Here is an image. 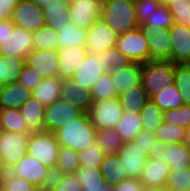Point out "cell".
Returning <instances> with one entry per match:
<instances>
[{"instance_id": "1", "label": "cell", "mask_w": 190, "mask_h": 191, "mask_svg": "<svg viewBox=\"0 0 190 191\" xmlns=\"http://www.w3.org/2000/svg\"><path fill=\"white\" fill-rule=\"evenodd\" d=\"M96 132L88 113H84L77 119L66 122L54 134L60 146L80 152L95 144Z\"/></svg>"}, {"instance_id": "2", "label": "cell", "mask_w": 190, "mask_h": 191, "mask_svg": "<svg viewBox=\"0 0 190 191\" xmlns=\"http://www.w3.org/2000/svg\"><path fill=\"white\" fill-rule=\"evenodd\" d=\"M100 18L117 36L140 27L136 18L134 0H102Z\"/></svg>"}, {"instance_id": "3", "label": "cell", "mask_w": 190, "mask_h": 191, "mask_svg": "<svg viewBox=\"0 0 190 191\" xmlns=\"http://www.w3.org/2000/svg\"><path fill=\"white\" fill-rule=\"evenodd\" d=\"M175 64L171 61L151 60L142 64V86L151 98L167 86L174 84Z\"/></svg>"}, {"instance_id": "4", "label": "cell", "mask_w": 190, "mask_h": 191, "mask_svg": "<svg viewBox=\"0 0 190 191\" xmlns=\"http://www.w3.org/2000/svg\"><path fill=\"white\" fill-rule=\"evenodd\" d=\"M59 148L54 133L46 131L30 133L27 154L38 159L44 166L56 167Z\"/></svg>"}, {"instance_id": "5", "label": "cell", "mask_w": 190, "mask_h": 191, "mask_svg": "<svg viewBox=\"0 0 190 191\" xmlns=\"http://www.w3.org/2000/svg\"><path fill=\"white\" fill-rule=\"evenodd\" d=\"M115 47L132 62L143 64L150 61L146 33L141 27L117 36Z\"/></svg>"}, {"instance_id": "6", "label": "cell", "mask_w": 190, "mask_h": 191, "mask_svg": "<svg viewBox=\"0 0 190 191\" xmlns=\"http://www.w3.org/2000/svg\"><path fill=\"white\" fill-rule=\"evenodd\" d=\"M123 112L119 98L113 97L108 100L93 101L88 115L97 130L115 129Z\"/></svg>"}, {"instance_id": "7", "label": "cell", "mask_w": 190, "mask_h": 191, "mask_svg": "<svg viewBox=\"0 0 190 191\" xmlns=\"http://www.w3.org/2000/svg\"><path fill=\"white\" fill-rule=\"evenodd\" d=\"M30 134L0 131V158L8 169L27 154Z\"/></svg>"}, {"instance_id": "8", "label": "cell", "mask_w": 190, "mask_h": 191, "mask_svg": "<svg viewBox=\"0 0 190 191\" xmlns=\"http://www.w3.org/2000/svg\"><path fill=\"white\" fill-rule=\"evenodd\" d=\"M84 112L67 101L58 99L45 107L43 131L54 133L66 122L77 119Z\"/></svg>"}, {"instance_id": "9", "label": "cell", "mask_w": 190, "mask_h": 191, "mask_svg": "<svg viewBox=\"0 0 190 191\" xmlns=\"http://www.w3.org/2000/svg\"><path fill=\"white\" fill-rule=\"evenodd\" d=\"M68 6L73 26L88 30L101 17L102 0H70Z\"/></svg>"}, {"instance_id": "10", "label": "cell", "mask_w": 190, "mask_h": 191, "mask_svg": "<svg viewBox=\"0 0 190 191\" xmlns=\"http://www.w3.org/2000/svg\"><path fill=\"white\" fill-rule=\"evenodd\" d=\"M33 49V32L16 25H14L13 31H9L6 40L0 42V54L5 57L26 59Z\"/></svg>"}, {"instance_id": "11", "label": "cell", "mask_w": 190, "mask_h": 191, "mask_svg": "<svg viewBox=\"0 0 190 191\" xmlns=\"http://www.w3.org/2000/svg\"><path fill=\"white\" fill-rule=\"evenodd\" d=\"M11 20L14 25L31 32L45 25L43 8L29 0H23L14 7Z\"/></svg>"}, {"instance_id": "12", "label": "cell", "mask_w": 190, "mask_h": 191, "mask_svg": "<svg viewBox=\"0 0 190 191\" xmlns=\"http://www.w3.org/2000/svg\"><path fill=\"white\" fill-rule=\"evenodd\" d=\"M127 178L139 179L149 155L133 141L124 142L118 154Z\"/></svg>"}, {"instance_id": "13", "label": "cell", "mask_w": 190, "mask_h": 191, "mask_svg": "<svg viewBox=\"0 0 190 191\" xmlns=\"http://www.w3.org/2000/svg\"><path fill=\"white\" fill-rule=\"evenodd\" d=\"M146 33L147 43L150 49V61H171V39L169 29H161L154 26H140Z\"/></svg>"}, {"instance_id": "14", "label": "cell", "mask_w": 190, "mask_h": 191, "mask_svg": "<svg viewBox=\"0 0 190 191\" xmlns=\"http://www.w3.org/2000/svg\"><path fill=\"white\" fill-rule=\"evenodd\" d=\"M86 36L85 47L93 55L116 45L117 34L101 18L87 30Z\"/></svg>"}, {"instance_id": "15", "label": "cell", "mask_w": 190, "mask_h": 191, "mask_svg": "<svg viewBox=\"0 0 190 191\" xmlns=\"http://www.w3.org/2000/svg\"><path fill=\"white\" fill-rule=\"evenodd\" d=\"M169 173L170 168L164 160L155 155L149 156L139 181L146 189L164 188Z\"/></svg>"}, {"instance_id": "16", "label": "cell", "mask_w": 190, "mask_h": 191, "mask_svg": "<svg viewBox=\"0 0 190 191\" xmlns=\"http://www.w3.org/2000/svg\"><path fill=\"white\" fill-rule=\"evenodd\" d=\"M171 39V62L174 64L190 63V30L181 24L174 23L169 28Z\"/></svg>"}, {"instance_id": "17", "label": "cell", "mask_w": 190, "mask_h": 191, "mask_svg": "<svg viewBox=\"0 0 190 191\" xmlns=\"http://www.w3.org/2000/svg\"><path fill=\"white\" fill-rule=\"evenodd\" d=\"M85 46H71L58 50V78L73 77L74 73L84 62L87 54Z\"/></svg>"}, {"instance_id": "18", "label": "cell", "mask_w": 190, "mask_h": 191, "mask_svg": "<svg viewBox=\"0 0 190 191\" xmlns=\"http://www.w3.org/2000/svg\"><path fill=\"white\" fill-rule=\"evenodd\" d=\"M25 64L44 78L58 77V51L33 49L26 57Z\"/></svg>"}, {"instance_id": "19", "label": "cell", "mask_w": 190, "mask_h": 191, "mask_svg": "<svg viewBox=\"0 0 190 191\" xmlns=\"http://www.w3.org/2000/svg\"><path fill=\"white\" fill-rule=\"evenodd\" d=\"M102 61L96 55L88 53L82 65L73 75L76 86H81L86 91H91L95 82L105 72Z\"/></svg>"}, {"instance_id": "20", "label": "cell", "mask_w": 190, "mask_h": 191, "mask_svg": "<svg viewBox=\"0 0 190 191\" xmlns=\"http://www.w3.org/2000/svg\"><path fill=\"white\" fill-rule=\"evenodd\" d=\"M155 156L164 160L170 170L190 167V149L184 143H158Z\"/></svg>"}, {"instance_id": "21", "label": "cell", "mask_w": 190, "mask_h": 191, "mask_svg": "<svg viewBox=\"0 0 190 191\" xmlns=\"http://www.w3.org/2000/svg\"><path fill=\"white\" fill-rule=\"evenodd\" d=\"M47 169L48 167L40 163L38 159L26 154L17 164L9 169V173L13 176L23 178L36 187H39Z\"/></svg>"}, {"instance_id": "22", "label": "cell", "mask_w": 190, "mask_h": 191, "mask_svg": "<svg viewBox=\"0 0 190 191\" xmlns=\"http://www.w3.org/2000/svg\"><path fill=\"white\" fill-rule=\"evenodd\" d=\"M60 99L69 102L84 113H88L93 103L90 91L76 86L72 77L61 80Z\"/></svg>"}, {"instance_id": "23", "label": "cell", "mask_w": 190, "mask_h": 191, "mask_svg": "<svg viewBox=\"0 0 190 191\" xmlns=\"http://www.w3.org/2000/svg\"><path fill=\"white\" fill-rule=\"evenodd\" d=\"M117 97L130 87L142 84V64L133 62L124 69H116L110 72Z\"/></svg>"}, {"instance_id": "24", "label": "cell", "mask_w": 190, "mask_h": 191, "mask_svg": "<svg viewBox=\"0 0 190 191\" xmlns=\"http://www.w3.org/2000/svg\"><path fill=\"white\" fill-rule=\"evenodd\" d=\"M31 96V91L18 82L1 85L0 108L19 109Z\"/></svg>"}, {"instance_id": "25", "label": "cell", "mask_w": 190, "mask_h": 191, "mask_svg": "<svg viewBox=\"0 0 190 191\" xmlns=\"http://www.w3.org/2000/svg\"><path fill=\"white\" fill-rule=\"evenodd\" d=\"M68 9V1L54 0L50 2L47 6L43 7L45 24L54 28L56 31L60 30L66 23H70Z\"/></svg>"}, {"instance_id": "26", "label": "cell", "mask_w": 190, "mask_h": 191, "mask_svg": "<svg viewBox=\"0 0 190 191\" xmlns=\"http://www.w3.org/2000/svg\"><path fill=\"white\" fill-rule=\"evenodd\" d=\"M19 110L31 132L43 131L45 106L31 96Z\"/></svg>"}, {"instance_id": "27", "label": "cell", "mask_w": 190, "mask_h": 191, "mask_svg": "<svg viewBox=\"0 0 190 191\" xmlns=\"http://www.w3.org/2000/svg\"><path fill=\"white\" fill-rule=\"evenodd\" d=\"M142 130L140 114L131 110L123 112L121 119L115 127V131L120 135L123 142L133 141Z\"/></svg>"}, {"instance_id": "28", "label": "cell", "mask_w": 190, "mask_h": 191, "mask_svg": "<svg viewBox=\"0 0 190 191\" xmlns=\"http://www.w3.org/2000/svg\"><path fill=\"white\" fill-rule=\"evenodd\" d=\"M61 79L58 77L44 78L34 90L31 91L33 98L41 105L49 106L60 99Z\"/></svg>"}, {"instance_id": "29", "label": "cell", "mask_w": 190, "mask_h": 191, "mask_svg": "<svg viewBox=\"0 0 190 191\" xmlns=\"http://www.w3.org/2000/svg\"><path fill=\"white\" fill-rule=\"evenodd\" d=\"M0 131L30 134L19 109L0 108Z\"/></svg>"}, {"instance_id": "30", "label": "cell", "mask_w": 190, "mask_h": 191, "mask_svg": "<svg viewBox=\"0 0 190 191\" xmlns=\"http://www.w3.org/2000/svg\"><path fill=\"white\" fill-rule=\"evenodd\" d=\"M99 170L105 184L109 186H114L119 181L127 178L118 155H105Z\"/></svg>"}, {"instance_id": "31", "label": "cell", "mask_w": 190, "mask_h": 191, "mask_svg": "<svg viewBox=\"0 0 190 191\" xmlns=\"http://www.w3.org/2000/svg\"><path fill=\"white\" fill-rule=\"evenodd\" d=\"M118 98L124 111L131 110L137 113H140L144 105L150 99L147 96L146 91L143 88L142 84L130 87L120 96H118Z\"/></svg>"}, {"instance_id": "32", "label": "cell", "mask_w": 190, "mask_h": 191, "mask_svg": "<svg viewBox=\"0 0 190 191\" xmlns=\"http://www.w3.org/2000/svg\"><path fill=\"white\" fill-rule=\"evenodd\" d=\"M25 59L17 57H0V84L8 85L18 81Z\"/></svg>"}, {"instance_id": "33", "label": "cell", "mask_w": 190, "mask_h": 191, "mask_svg": "<svg viewBox=\"0 0 190 191\" xmlns=\"http://www.w3.org/2000/svg\"><path fill=\"white\" fill-rule=\"evenodd\" d=\"M59 49L68 48L71 46H85L87 29H82L66 23L58 30Z\"/></svg>"}, {"instance_id": "34", "label": "cell", "mask_w": 190, "mask_h": 191, "mask_svg": "<svg viewBox=\"0 0 190 191\" xmlns=\"http://www.w3.org/2000/svg\"><path fill=\"white\" fill-rule=\"evenodd\" d=\"M123 143L115 129H100L96 132L95 144L104 151L105 155H118Z\"/></svg>"}, {"instance_id": "35", "label": "cell", "mask_w": 190, "mask_h": 191, "mask_svg": "<svg viewBox=\"0 0 190 191\" xmlns=\"http://www.w3.org/2000/svg\"><path fill=\"white\" fill-rule=\"evenodd\" d=\"M58 36V31L45 24L43 27L33 32L34 49L58 51Z\"/></svg>"}, {"instance_id": "36", "label": "cell", "mask_w": 190, "mask_h": 191, "mask_svg": "<svg viewBox=\"0 0 190 191\" xmlns=\"http://www.w3.org/2000/svg\"><path fill=\"white\" fill-rule=\"evenodd\" d=\"M99 61H102L105 72H111L116 69H124L133 62L124 56L116 47H112L95 54Z\"/></svg>"}, {"instance_id": "37", "label": "cell", "mask_w": 190, "mask_h": 191, "mask_svg": "<svg viewBox=\"0 0 190 191\" xmlns=\"http://www.w3.org/2000/svg\"><path fill=\"white\" fill-rule=\"evenodd\" d=\"M163 112L157 104L149 99L139 113L143 129L155 134L158 127L163 123Z\"/></svg>"}, {"instance_id": "38", "label": "cell", "mask_w": 190, "mask_h": 191, "mask_svg": "<svg viewBox=\"0 0 190 191\" xmlns=\"http://www.w3.org/2000/svg\"><path fill=\"white\" fill-rule=\"evenodd\" d=\"M150 99L163 111L176 109L183 105L180 92L174 84L160 90Z\"/></svg>"}, {"instance_id": "39", "label": "cell", "mask_w": 190, "mask_h": 191, "mask_svg": "<svg viewBox=\"0 0 190 191\" xmlns=\"http://www.w3.org/2000/svg\"><path fill=\"white\" fill-rule=\"evenodd\" d=\"M74 175L81 183L83 191H87L88 189H101V186L105 185L100 170L91 166H80Z\"/></svg>"}, {"instance_id": "40", "label": "cell", "mask_w": 190, "mask_h": 191, "mask_svg": "<svg viewBox=\"0 0 190 191\" xmlns=\"http://www.w3.org/2000/svg\"><path fill=\"white\" fill-rule=\"evenodd\" d=\"M174 85L180 92L183 104L190 105V65L175 64Z\"/></svg>"}, {"instance_id": "41", "label": "cell", "mask_w": 190, "mask_h": 191, "mask_svg": "<svg viewBox=\"0 0 190 191\" xmlns=\"http://www.w3.org/2000/svg\"><path fill=\"white\" fill-rule=\"evenodd\" d=\"M186 129L179 127L177 125H172L168 123H162L159 127L155 136L158 143H164L167 145L175 143L185 142Z\"/></svg>"}, {"instance_id": "42", "label": "cell", "mask_w": 190, "mask_h": 191, "mask_svg": "<svg viewBox=\"0 0 190 191\" xmlns=\"http://www.w3.org/2000/svg\"><path fill=\"white\" fill-rule=\"evenodd\" d=\"M90 92L93 101L108 100L117 97L110 72H104L95 82Z\"/></svg>"}, {"instance_id": "43", "label": "cell", "mask_w": 190, "mask_h": 191, "mask_svg": "<svg viewBox=\"0 0 190 191\" xmlns=\"http://www.w3.org/2000/svg\"><path fill=\"white\" fill-rule=\"evenodd\" d=\"M56 167L64 174H75L80 167L78 152L72 148L60 146Z\"/></svg>"}, {"instance_id": "44", "label": "cell", "mask_w": 190, "mask_h": 191, "mask_svg": "<svg viewBox=\"0 0 190 191\" xmlns=\"http://www.w3.org/2000/svg\"><path fill=\"white\" fill-rule=\"evenodd\" d=\"M166 190L186 191L190 188V167L172 169L164 187Z\"/></svg>"}, {"instance_id": "45", "label": "cell", "mask_w": 190, "mask_h": 191, "mask_svg": "<svg viewBox=\"0 0 190 191\" xmlns=\"http://www.w3.org/2000/svg\"><path fill=\"white\" fill-rule=\"evenodd\" d=\"M163 122L187 130L190 127V105L183 104L176 109L164 111Z\"/></svg>"}, {"instance_id": "46", "label": "cell", "mask_w": 190, "mask_h": 191, "mask_svg": "<svg viewBox=\"0 0 190 191\" xmlns=\"http://www.w3.org/2000/svg\"><path fill=\"white\" fill-rule=\"evenodd\" d=\"M174 24L173 15L165 5H160L158 9L147 16V19L140 26H154L161 29H169Z\"/></svg>"}, {"instance_id": "47", "label": "cell", "mask_w": 190, "mask_h": 191, "mask_svg": "<svg viewBox=\"0 0 190 191\" xmlns=\"http://www.w3.org/2000/svg\"><path fill=\"white\" fill-rule=\"evenodd\" d=\"M0 191H40L31 182L23 178L13 176L9 172L0 181Z\"/></svg>"}, {"instance_id": "48", "label": "cell", "mask_w": 190, "mask_h": 191, "mask_svg": "<svg viewBox=\"0 0 190 191\" xmlns=\"http://www.w3.org/2000/svg\"><path fill=\"white\" fill-rule=\"evenodd\" d=\"M104 156V151L101 150L96 144H93L89 148H85L78 152L80 166H91L96 169H100Z\"/></svg>"}, {"instance_id": "49", "label": "cell", "mask_w": 190, "mask_h": 191, "mask_svg": "<svg viewBox=\"0 0 190 191\" xmlns=\"http://www.w3.org/2000/svg\"><path fill=\"white\" fill-rule=\"evenodd\" d=\"M173 15L174 23L187 25L190 18V0H171L166 5Z\"/></svg>"}, {"instance_id": "50", "label": "cell", "mask_w": 190, "mask_h": 191, "mask_svg": "<svg viewBox=\"0 0 190 191\" xmlns=\"http://www.w3.org/2000/svg\"><path fill=\"white\" fill-rule=\"evenodd\" d=\"M133 142L144 150L149 156H153L156 153L158 141L154 133L143 129L135 137Z\"/></svg>"}, {"instance_id": "51", "label": "cell", "mask_w": 190, "mask_h": 191, "mask_svg": "<svg viewBox=\"0 0 190 191\" xmlns=\"http://www.w3.org/2000/svg\"><path fill=\"white\" fill-rule=\"evenodd\" d=\"M43 79L41 73L24 64L17 82L32 91Z\"/></svg>"}, {"instance_id": "52", "label": "cell", "mask_w": 190, "mask_h": 191, "mask_svg": "<svg viewBox=\"0 0 190 191\" xmlns=\"http://www.w3.org/2000/svg\"><path fill=\"white\" fill-rule=\"evenodd\" d=\"M160 5L158 0H134L135 13L139 25L147 19L149 14L156 11Z\"/></svg>"}, {"instance_id": "53", "label": "cell", "mask_w": 190, "mask_h": 191, "mask_svg": "<svg viewBox=\"0 0 190 191\" xmlns=\"http://www.w3.org/2000/svg\"><path fill=\"white\" fill-rule=\"evenodd\" d=\"M64 173L58 167H50L38 187L40 191H51L53 190L63 179Z\"/></svg>"}, {"instance_id": "54", "label": "cell", "mask_w": 190, "mask_h": 191, "mask_svg": "<svg viewBox=\"0 0 190 191\" xmlns=\"http://www.w3.org/2000/svg\"><path fill=\"white\" fill-rule=\"evenodd\" d=\"M51 191H83L74 174H65L61 182Z\"/></svg>"}, {"instance_id": "55", "label": "cell", "mask_w": 190, "mask_h": 191, "mask_svg": "<svg viewBox=\"0 0 190 191\" xmlns=\"http://www.w3.org/2000/svg\"><path fill=\"white\" fill-rule=\"evenodd\" d=\"M112 187L114 191H146L139 179L131 178L123 179Z\"/></svg>"}, {"instance_id": "56", "label": "cell", "mask_w": 190, "mask_h": 191, "mask_svg": "<svg viewBox=\"0 0 190 191\" xmlns=\"http://www.w3.org/2000/svg\"><path fill=\"white\" fill-rule=\"evenodd\" d=\"M23 0H0V21L10 20L14 7Z\"/></svg>"}, {"instance_id": "57", "label": "cell", "mask_w": 190, "mask_h": 191, "mask_svg": "<svg viewBox=\"0 0 190 191\" xmlns=\"http://www.w3.org/2000/svg\"><path fill=\"white\" fill-rule=\"evenodd\" d=\"M14 23L12 20H1L0 21V42L5 41L8 37L9 31H13Z\"/></svg>"}, {"instance_id": "58", "label": "cell", "mask_w": 190, "mask_h": 191, "mask_svg": "<svg viewBox=\"0 0 190 191\" xmlns=\"http://www.w3.org/2000/svg\"><path fill=\"white\" fill-rule=\"evenodd\" d=\"M9 172V169L6 167L5 163L0 158V181L3 177Z\"/></svg>"}, {"instance_id": "59", "label": "cell", "mask_w": 190, "mask_h": 191, "mask_svg": "<svg viewBox=\"0 0 190 191\" xmlns=\"http://www.w3.org/2000/svg\"><path fill=\"white\" fill-rule=\"evenodd\" d=\"M35 4H37L40 7H44L47 6L50 2L54 1V0H29Z\"/></svg>"}, {"instance_id": "60", "label": "cell", "mask_w": 190, "mask_h": 191, "mask_svg": "<svg viewBox=\"0 0 190 191\" xmlns=\"http://www.w3.org/2000/svg\"><path fill=\"white\" fill-rule=\"evenodd\" d=\"M87 191H114L112 186L107 184L101 186V189H88Z\"/></svg>"}, {"instance_id": "61", "label": "cell", "mask_w": 190, "mask_h": 191, "mask_svg": "<svg viewBox=\"0 0 190 191\" xmlns=\"http://www.w3.org/2000/svg\"><path fill=\"white\" fill-rule=\"evenodd\" d=\"M185 146L190 149V127L186 130L185 134Z\"/></svg>"}, {"instance_id": "62", "label": "cell", "mask_w": 190, "mask_h": 191, "mask_svg": "<svg viewBox=\"0 0 190 191\" xmlns=\"http://www.w3.org/2000/svg\"><path fill=\"white\" fill-rule=\"evenodd\" d=\"M146 191H167L165 188L146 189Z\"/></svg>"}, {"instance_id": "63", "label": "cell", "mask_w": 190, "mask_h": 191, "mask_svg": "<svg viewBox=\"0 0 190 191\" xmlns=\"http://www.w3.org/2000/svg\"><path fill=\"white\" fill-rule=\"evenodd\" d=\"M161 5H167L171 0H158Z\"/></svg>"}, {"instance_id": "64", "label": "cell", "mask_w": 190, "mask_h": 191, "mask_svg": "<svg viewBox=\"0 0 190 191\" xmlns=\"http://www.w3.org/2000/svg\"><path fill=\"white\" fill-rule=\"evenodd\" d=\"M186 27L190 30V18L188 20V24L186 25Z\"/></svg>"}]
</instances>
